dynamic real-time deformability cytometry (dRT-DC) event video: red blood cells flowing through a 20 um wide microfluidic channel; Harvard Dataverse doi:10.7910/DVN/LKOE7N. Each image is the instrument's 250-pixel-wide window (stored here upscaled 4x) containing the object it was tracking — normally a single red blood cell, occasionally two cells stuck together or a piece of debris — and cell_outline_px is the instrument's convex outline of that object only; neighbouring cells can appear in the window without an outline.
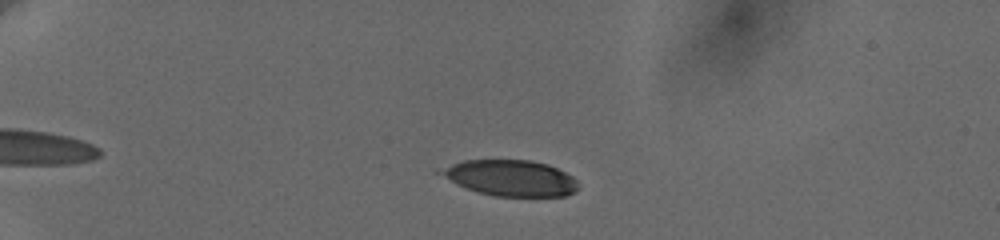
{"species": "human", "species_latin": "Homo sapiens", "temperature_condition": "cold", "stored_images_in_passage": 18, "camera_frame_rate_fps": 3000, "um_per_image_px": 0.085, "donor": {"sex": "female"}, "frame": {"image": 1, "passage_image": 10, "time_ms": 4.0, "image_size_px": [1000, 240], "cell_outline_px": [[580, 188], [576, 192], [568, 196], [496, 196], [480, 192], [456, 184], [436, 172], [452, 164], [464, 160], [532, 160], [548, 164], [572, 176], [576, 180]], "centroid_in_image_um": [43.45, 15.13], "position_along_channel_um": 41.5, "area_um2": 28.67}}
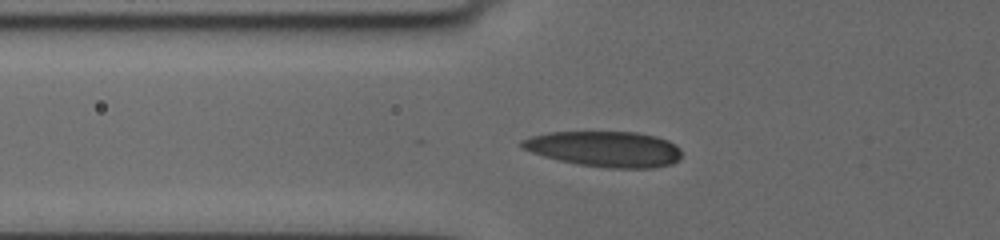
{"frame": {"image": 2, "passage_image": 16, "time_ms": 6.667, "image_size_px": [1000, 240], "cell_outline_px": [[680, 156], [672, 164], [652, 168], [612, 168], [576, 164], [544, 156], [520, 148], [520, 140], [532, 136], [548, 132], [636, 132], [656, 136], [668, 140], [676, 144], [680, 148]], "centroid_in_image_um": [51.4, 12.66], "position_along_channel_um": 74.4, "area_um2": 33.18}}